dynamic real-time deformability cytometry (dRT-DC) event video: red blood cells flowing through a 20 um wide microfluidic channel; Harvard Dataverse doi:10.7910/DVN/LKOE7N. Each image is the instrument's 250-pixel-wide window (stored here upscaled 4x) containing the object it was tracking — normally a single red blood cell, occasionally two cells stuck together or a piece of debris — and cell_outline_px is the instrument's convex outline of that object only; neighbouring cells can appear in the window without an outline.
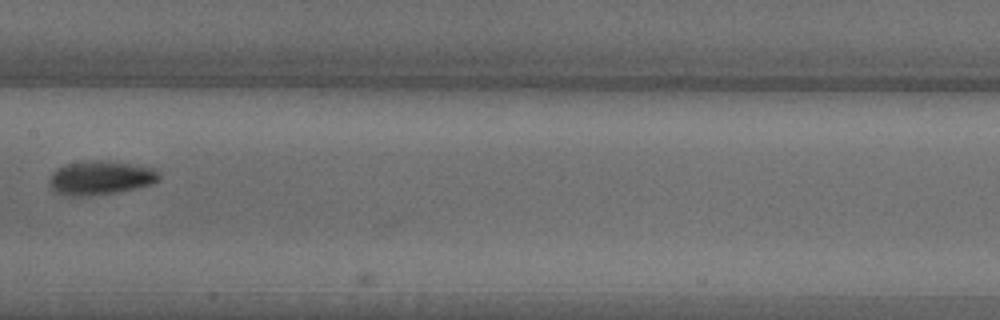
{"species": "common noctule bat (a hibernating species)", "species_latin": "Nyctalus noctula", "temperature_condition": "warm", "stored_images_in_passage": 9, "camera_frame_rate_fps": 3000, "um_per_image_px": 0.085, "animal": {"sex": "male", "body_mass_g": 18.8}, "frame": {"image": 1, "passage_image": 7, "time_ms": 2.0, "image_size_px": [1000, 320], "cell_outline_px": [[160, 180], [152, 184], [116, 192], [92, 196], [64, 196], [52, 192], [48, 184], [48, 180], [52, 172], [56, 168], [68, 164], [88, 160], [104, 160], [132, 164], [152, 168], [160, 172]], "centroid_in_image_um": [8.48, 15.13], "position_along_channel_um": 198.9, "area_um2": 22.08}}